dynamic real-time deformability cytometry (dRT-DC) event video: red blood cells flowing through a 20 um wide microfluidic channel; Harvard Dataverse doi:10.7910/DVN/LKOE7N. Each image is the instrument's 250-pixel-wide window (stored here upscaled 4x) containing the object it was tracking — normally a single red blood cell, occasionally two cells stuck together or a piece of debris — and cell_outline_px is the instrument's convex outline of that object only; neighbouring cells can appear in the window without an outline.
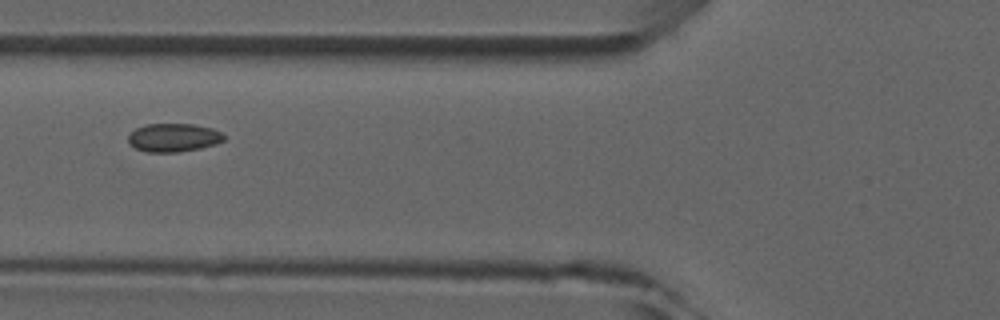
{"species": "common noctule bat (a hibernating species)", "species_latin": "Nyctalus noctula", "temperature_condition": "room temperature", "stored_images_in_passage": 6, "camera_frame_rate_fps": 3000, "um_per_image_px": 0.085, "animal": {"sex": "male", "forearm_length_mm": 52.5}, "frame": {"image": 1, "passage_image": 6, "time_ms": 5.667, "image_size_px": [1000, 320], "cell_outline_px": [[224, 140], [216, 144], [200, 148], [176, 152], [144, 152], [128, 144], [128, 136], [136, 128], [148, 124], [192, 124], [212, 128], [220, 132], [224, 136]], "centroid_in_image_um": [14.73, 11.7], "position_along_channel_um": 111.1, "area_um2": 15.78}}